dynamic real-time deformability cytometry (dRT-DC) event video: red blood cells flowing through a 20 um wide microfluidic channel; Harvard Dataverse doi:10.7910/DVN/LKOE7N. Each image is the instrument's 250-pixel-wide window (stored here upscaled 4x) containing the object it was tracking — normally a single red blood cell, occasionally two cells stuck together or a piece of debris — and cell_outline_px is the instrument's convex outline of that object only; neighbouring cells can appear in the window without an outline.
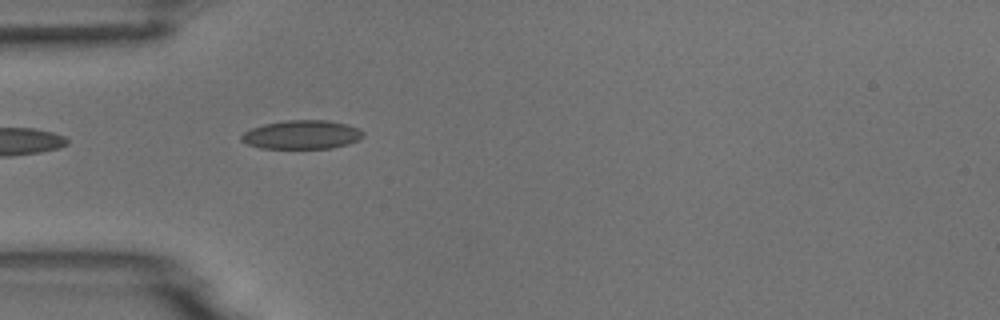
{"species": "common noctule bat (a hibernating species)", "species_latin": "Nyctalus noctula", "temperature_condition": "room temperature", "stored_images_in_passage": 4, "camera_frame_rate_fps": 3000, "um_per_image_px": 0.085, "animal": {"sex": "male", "body_mass_g": 18.8}, "frame": {"image": 1, "passage_image": 4, "time_ms": 3.333, "image_size_px": [1000, 320], "cell_outline_px": [[364, 136], [348, 144], [332, 148], [260, 148], [248, 144], [240, 140], [240, 136], [244, 132], [252, 128], [264, 124], [288, 120], [328, 120], [360, 128], [364, 132]], "centroid_in_image_um": [25.66, 11.45], "position_along_channel_um": 59.3, "area_um2": 20.35}}